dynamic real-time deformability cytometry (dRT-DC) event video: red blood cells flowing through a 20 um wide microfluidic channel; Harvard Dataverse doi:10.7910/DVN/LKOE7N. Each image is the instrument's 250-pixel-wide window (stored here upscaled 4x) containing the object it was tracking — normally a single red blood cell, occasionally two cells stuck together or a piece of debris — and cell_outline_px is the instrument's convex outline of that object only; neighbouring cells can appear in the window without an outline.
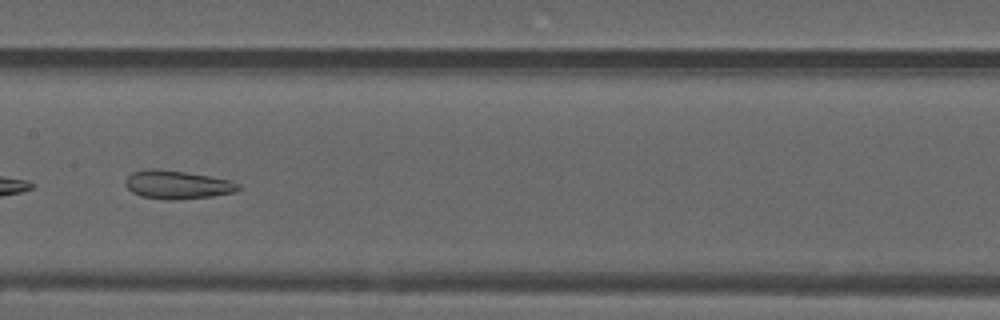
{"species": "common noctule bat (a hibernating species)", "species_latin": "Nyctalus noctula", "temperature_condition": "warm", "stored_images_in_passage": 45, "camera_frame_rate_fps": 3000, "um_per_image_px": 0.085, "animal": {"sex": "male", "forearm_length_mm": 52.5}, "frame": {"image": 1, "passage_image": 26, "time_ms": 8.333, "image_size_px": [1000, 320], "cell_outline_px": [[240, 188], [236, 192], [212, 196], [172, 200], [164, 200], [140, 196], [132, 192], [124, 184], [124, 180], [132, 172], [148, 168], [156, 168], [184, 172], [208, 176], [228, 180], [236, 184]], "centroid_in_image_um": [14.99, 15.7], "position_along_channel_um": 192.4, "area_um2": 18.61}}
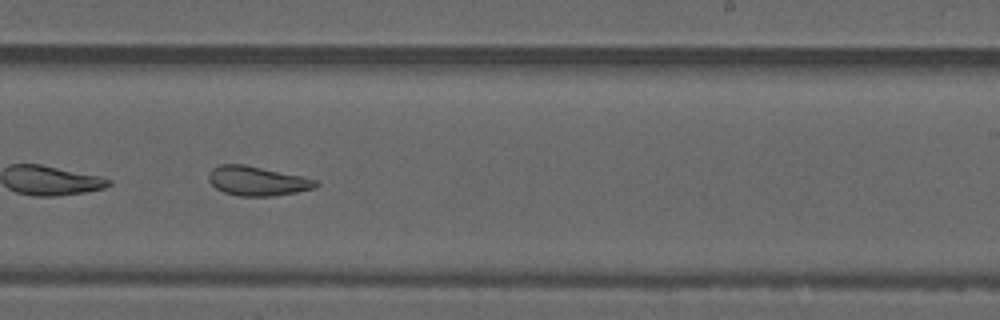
{"frame": {"image": 2, "passage_image": 32, "time_ms": 10.333, "image_size_px": [1000, 320], "cell_outline_px": [[320, 184], [316, 188], [296, 192], [272, 196], [240, 196], [224, 192], [216, 188], [208, 180], [208, 176], [212, 168], [220, 164], [244, 164], [304, 176], [316, 180]], "centroid_in_image_um": [21.89, 15.37], "position_along_channel_um": 267.1, "area_um2": 18.44}, "authors_computed_cell_mechanics": {"area_um2": 20.5768, "velocity_mm_per_s": 3.7684, "shape_relaxation_time_tau1_ms": null, "shape_relaxation_time_tau2_ms": 2.7959, "deformation_change_tau1": null, "deformation_change_tau2": 0.1108}}